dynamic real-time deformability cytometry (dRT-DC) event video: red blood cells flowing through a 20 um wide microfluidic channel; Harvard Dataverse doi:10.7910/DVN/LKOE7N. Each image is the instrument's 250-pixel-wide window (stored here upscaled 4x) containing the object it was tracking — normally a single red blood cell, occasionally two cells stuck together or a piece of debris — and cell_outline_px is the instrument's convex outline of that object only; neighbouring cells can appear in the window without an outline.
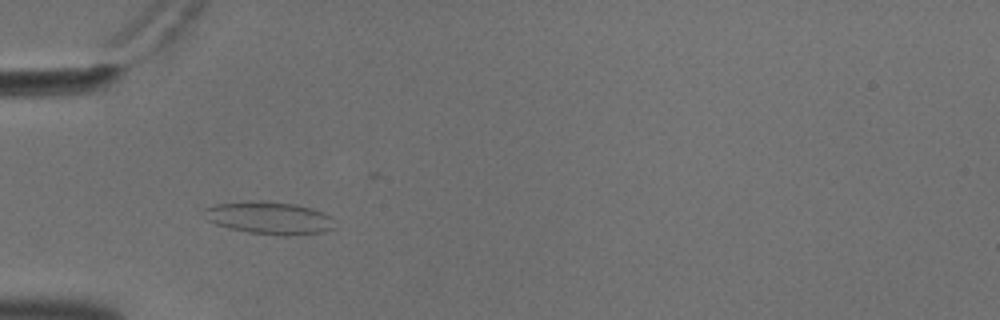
{"species": "common noctule bat (a hibernating species)", "species_latin": "Nyctalus noctula", "temperature_condition": "cold", "stored_images_in_passage": 40, "camera_frame_rate_fps": 3000, "um_per_image_px": 0.085, "animal": {"sex": "male", "body_mass_g": 18.8}, "frame": {"image": 1, "passage_image": 1, "time_ms": 0.0, "image_size_px": [1000, 320], "cell_outline_px": [[332, 228], [324, 232], [248, 232], [216, 224], [208, 220], [204, 208], [216, 204], [248, 200], [260, 200], [296, 204], [312, 208], [324, 212], [328, 216]], "centroid_in_image_um": [22.8, 18.44], "position_along_channel_um": 62.2, "area_um2": 23.35}}
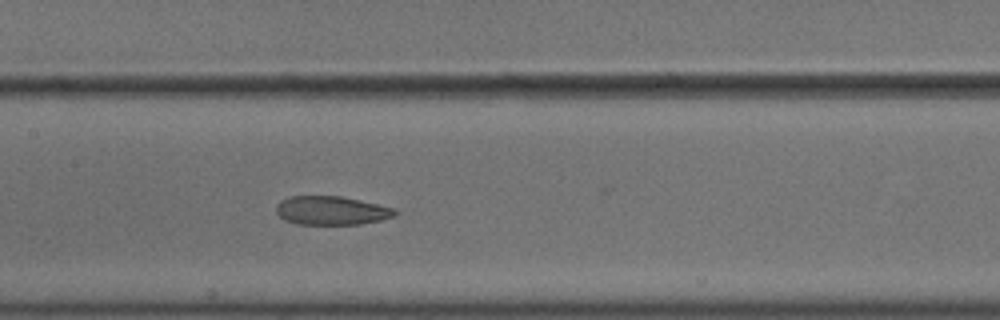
{"frame": {"image": 2, "passage_image": 11, "time_ms": 3.333, "image_size_px": [1000, 320], "cell_outline_px": [[396, 212], [392, 216], [380, 220], [360, 224], [296, 224], [284, 220], [276, 212], [276, 204], [280, 200], [288, 196], [340, 196], [396, 208]], "centroid_in_image_um": [28.12, 17.89], "position_along_channel_um": 179.3, "area_um2": 19.83}}
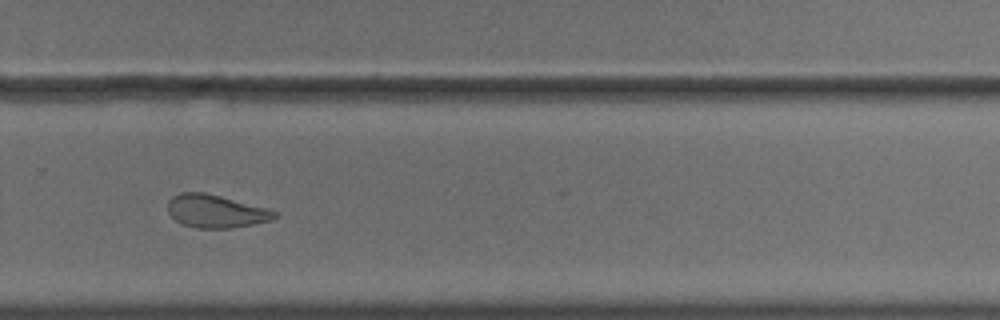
{"frame": {"image": 3, "passage_image": 22, "time_ms": 7.0, "image_size_px": [1000, 320], "cell_outline_px": [[276, 216], [268, 220], [252, 224], [232, 228], [196, 228], [184, 224], [176, 220], [168, 212], [168, 200], [172, 196], [180, 192], [204, 192], [220, 196], [264, 208], [276, 212]], "centroid_in_image_um": [18.26, 17.95], "position_along_channel_um": 311.5, "area_um2": 20.06}, "authors_computed_cell_mechanics": {"area_um2": 21.0681, "velocity_mm_per_s": 3.6193, "shape_relaxation_time_tau1_ms": null, "shape_relaxation_time_tau2_ms": 3.5264, "deformation_change_tau1": null, "deformation_change_tau2": 0.0851}}